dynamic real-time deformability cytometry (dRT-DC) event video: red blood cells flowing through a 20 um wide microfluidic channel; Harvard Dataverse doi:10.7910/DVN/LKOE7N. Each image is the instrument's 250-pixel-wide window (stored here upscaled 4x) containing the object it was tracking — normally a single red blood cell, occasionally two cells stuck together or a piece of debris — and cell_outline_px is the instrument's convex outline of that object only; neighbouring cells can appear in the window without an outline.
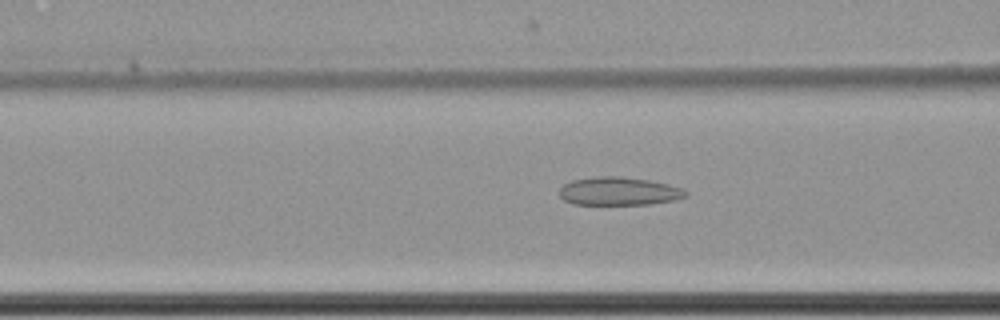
{"species": "common noctule bat (a hibernating species)", "species_latin": "Nyctalus noctula", "temperature_condition": "cold", "stored_images_in_passage": 61, "camera_frame_rate_fps": 3000, "um_per_image_px": 0.085, "animal": {"sex": "female", "body_mass_g": 22.7, "forearm_length_mm": 54.2}, "frame": {"image": 1, "passage_image": 26, "time_ms": 8.333, "image_size_px": [1000, 320], "cell_outline_px": [[688, 196], [676, 200], [648, 204], [572, 204], [564, 200], [560, 196], [560, 188], [564, 184], [572, 180], [596, 176], [620, 176], [652, 180], [684, 188], [688, 192]], "centroid_in_image_um": [52.65, 16.24], "position_along_channel_um": 114.0, "area_um2": 20.98}}
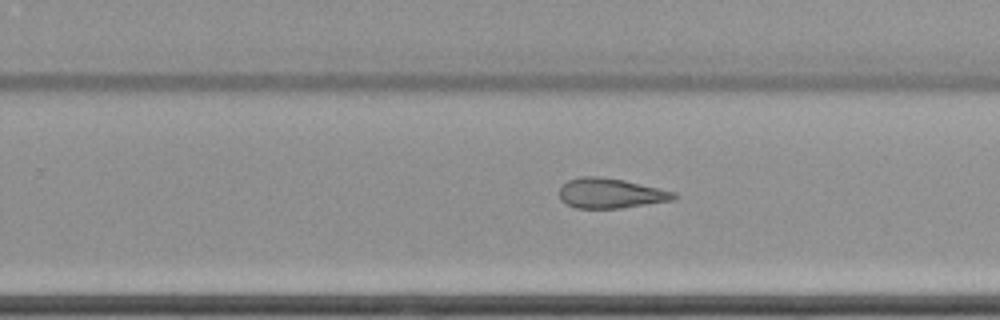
{"frame": {"image": 2, "passage_image": 40, "time_ms": 13.0, "image_size_px": [1000, 320], "cell_outline_px": [[676, 196], [672, 200], [620, 208], [576, 208], [564, 204], [560, 200], [560, 188], [568, 180], [580, 176], [596, 176], [624, 180], [676, 192]], "centroid_in_image_um": [51.85, 16.43], "position_along_channel_um": 277.9, "area_um2": 19.88}}
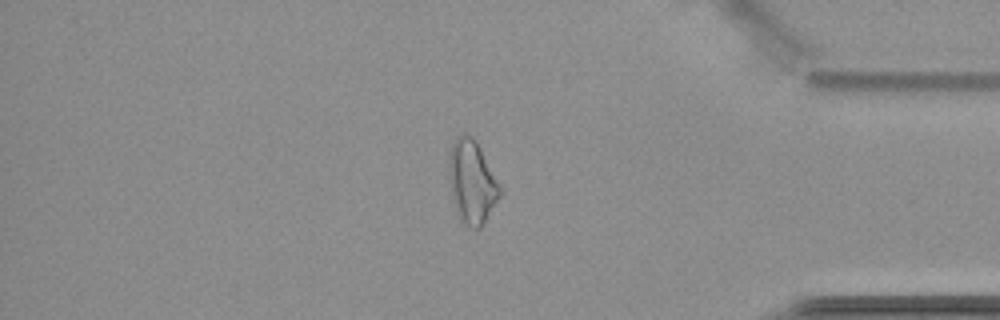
{"frame": {"image": 3, "passage_image": 52, "time_ms": 17.0, "image_size_px": [1000, 320], "cell_outline_px": [[500, 196], [480, 228], [472, 228], [456, 212], [452, 196], [448, 164], [448, 160], [452, 144], [456, 136], [460, 132], [464, 132], [472, 136], [480, 148], [500, 188]], "centroid_in_image_um": [40.08, 15.4], "position_along_channel_um": 395.1, "area_um2": 23.99}, "authors_computed_cell_mechanics": {"area_um2": 24.1026, "velocity_mm_per_s": 3.5148, "shape_relaxation_time_tau1_ms": null, "shape_relaxation_time_tau2_ms": 7.9156, "deformation_change_tau1": null, "deformation_change_tau2": 0.18}}